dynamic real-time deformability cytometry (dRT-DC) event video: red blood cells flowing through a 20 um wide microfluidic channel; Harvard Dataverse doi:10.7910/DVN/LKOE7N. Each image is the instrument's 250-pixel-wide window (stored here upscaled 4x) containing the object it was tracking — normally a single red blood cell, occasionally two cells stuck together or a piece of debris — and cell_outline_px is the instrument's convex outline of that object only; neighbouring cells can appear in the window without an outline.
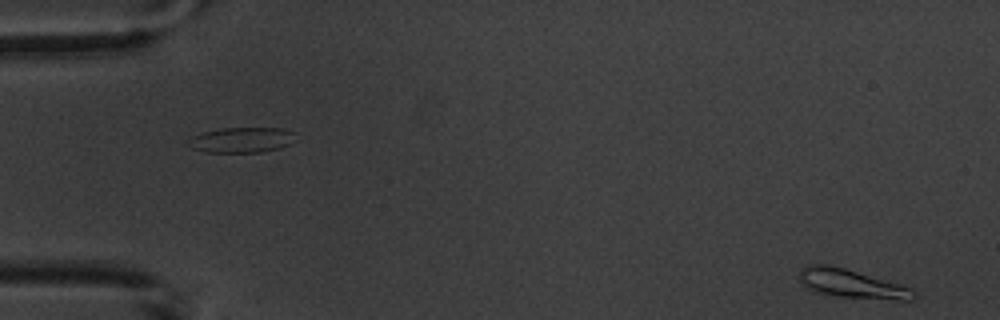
{"species": "common noctule bat (a hibernating species)", "species_latin": "Nyctalus noctula", "temperature_condition": "warm", "stored_images_in_passage": 5, "segment_of_instrument_passage": [2, 2], "camera_frame_rate_fps": 3000, "um_per_image_px": 0.085, "animal": {"sex": "male", "body_mass_g": 20.1, "forearm_length_mm": 53.5}, "frame": {"image": 1, "passage_image": 5, "time_ms": 5.333, "image_size_px": [1000, 320], "cell_outline_px": [[916, 296], [912, 300], [900, 300], [836, 296], [812, 292], [800, 280], [800, 272], [808, 264], [828, 264], [844, 268], [900, 284], [912, 288], [916, 292]], "centroid_in_image_um": [72.41, 24.12], "position_along_channel_um": 12.6, "area_um2": 18.96}}